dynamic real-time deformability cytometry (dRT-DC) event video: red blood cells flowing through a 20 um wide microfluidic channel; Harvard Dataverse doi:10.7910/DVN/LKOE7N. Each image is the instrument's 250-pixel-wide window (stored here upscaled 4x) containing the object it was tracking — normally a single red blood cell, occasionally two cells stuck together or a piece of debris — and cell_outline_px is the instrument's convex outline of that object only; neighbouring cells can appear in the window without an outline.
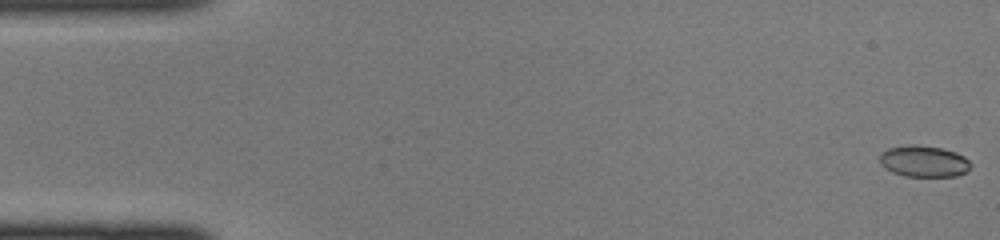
{"species": "common noctule bat (a hibernating species)", "species_latin": "Nyctalus noctula", "temperature_condition": "cold", "stored_images_in_passage": 45, "camera_frame_rate_fps": 3000, "um_per_image_px": 0.085, "animal": {"sex": "female", "body_mass_g": 22.0, "forearm_length_mm": 56.7}, "frame": {"image": 1, "passage_image": 1, "time_ms": 0.0, "image_size_px": [1000, 240], "cell_outline_px": [[972, 164], [964, 172], [956, 176], [904, 176], [892, 172], [884, 168], [880, 164], [880, 152], [888, 148], [908, 144], [916, 144], [940, 148], [956, 152], [964, 156]], "centroid_in_image_um": [78.48, 13.7], "position_along_channel_um": 6.5, "area_um2": 16.7}}
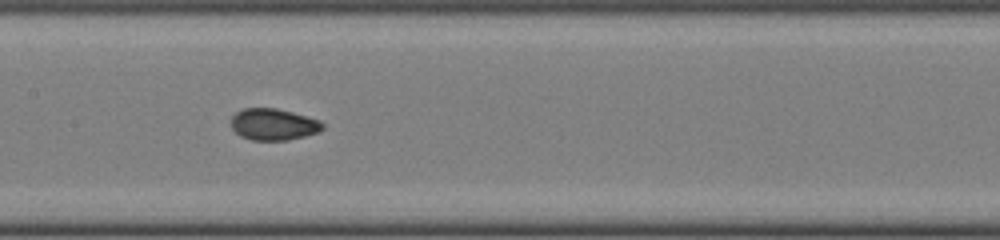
{"frame": {"image": 2, "passage_image": 22, "time_ms": 7.0, "image_size_px": [1000, 240], "cell_outline_px": [[324, 128], [320, 132], [288, 140], [252, 140], [240, 136], [232, 128], [232, 116], [236, 112], [244, 108], [276, 108], [292, 112], [320, 120], [324, 124]], "centroid_in_image_um": [23.26, 10.57], "position_along_channel_um": 184.1, "area_um2": 16.88}}
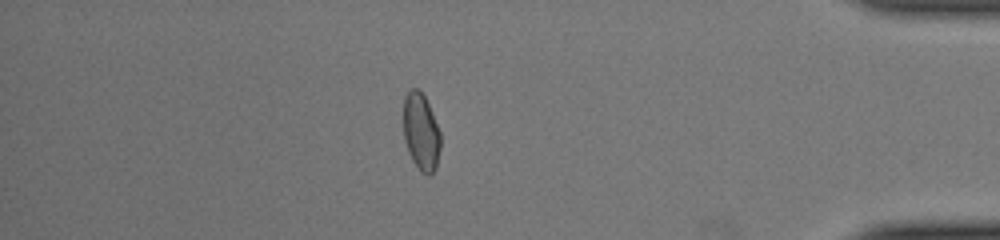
{"frame": {"image": 3, "passage_image": 39, "time_ms": 12.667, "image_size_px": [1000, 240], "cell_outline_px": [[440, 148], [436, 168], [428, 176], [420, 172], [412, 160], [408, 152], [404, 140], [404, 96], [412, 88], [420, 88], [428, 104], [440, 132]], "centroid_in_image_um": [35.78, 11.23], "position_along_channel_um": 399.4, "area_um2": 16.7}}